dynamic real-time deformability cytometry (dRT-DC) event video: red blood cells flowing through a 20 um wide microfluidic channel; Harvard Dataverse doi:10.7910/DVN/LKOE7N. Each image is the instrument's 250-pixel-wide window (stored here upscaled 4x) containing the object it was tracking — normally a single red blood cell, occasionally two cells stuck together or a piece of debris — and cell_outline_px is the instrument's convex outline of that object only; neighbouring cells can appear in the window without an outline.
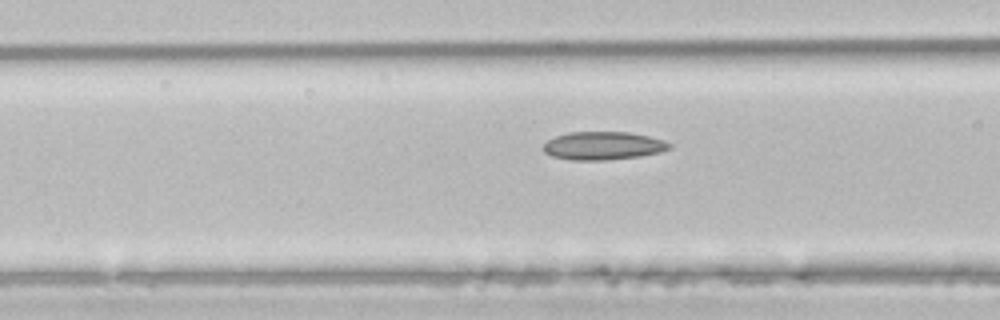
{"species": "common noctule bat (a hibernating species)", "species_latin": "Nyctalus noctula", "temperature_condition": "room temperature", "stored_images_in_passage": 15, "camera_frame_rate_fps": 3000, "um_per_image_px": 0.085, "animal": {"sex": "male", "body_mass_g": 21.5, "forearm_length_mm": 52.0}, "frame": {"image": 1, "passage_image": 13, "time_ms": 4.0, "image_size_px": [1000, 320], "cell_outline_px": [[672, 148], [660, 152], [640, 156], [604, 160], [572, 160], [552, 156], [544, 152], [544, 144], [548, 140], [556, 136], [568, 132], [628, 132], [648, 136], [664, 140], [672, 144]], "centroid_in_image_um": [51.29, 12.38], "position_along_channel_um": 115.3, "area_um2": 20.63}}